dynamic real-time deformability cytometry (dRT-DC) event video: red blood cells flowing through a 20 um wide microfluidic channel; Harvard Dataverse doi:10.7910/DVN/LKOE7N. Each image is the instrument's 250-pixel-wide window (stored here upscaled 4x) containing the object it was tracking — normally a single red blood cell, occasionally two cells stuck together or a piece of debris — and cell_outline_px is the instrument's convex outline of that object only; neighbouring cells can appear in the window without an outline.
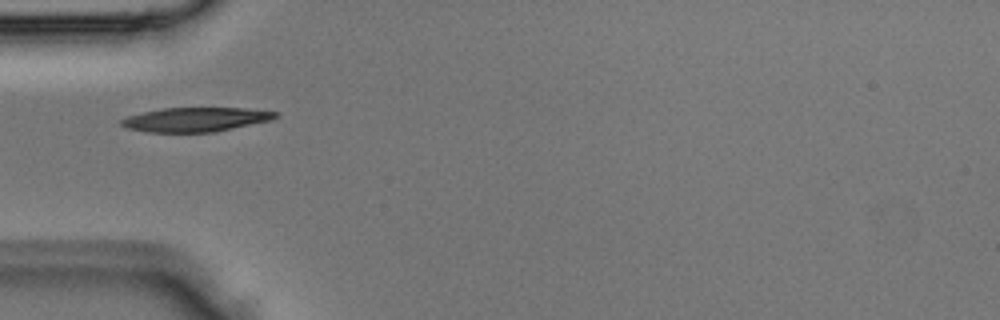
{"species": "Egyptian fruit bat (a non-hibernating species)", "species_latin": "Rousettus aegyptiacus", "temperature_condition": "room temperature", "stored_images_in_passage": 1, "camera_frame_rate_fps": 3000, "um_per_image_px": 0.085, "animal": {"sex": "male"}, "frame": {"image": 1, "passage_image": 1, "time_ms": 0.0, "image_size_px": [1000, 320], "cell_outline_px": [[280, 116], [272, 120], [216, 132], [148, 132], [128, 128], [120, 124], [120, 120], [128, 116], [144, 112], [164, 108], [244, 108], [280, 112]], "centroid_in_image_um": [16.7, 10.16], "position_along_channel_um": 68.3, "area_um2": 21.79}}